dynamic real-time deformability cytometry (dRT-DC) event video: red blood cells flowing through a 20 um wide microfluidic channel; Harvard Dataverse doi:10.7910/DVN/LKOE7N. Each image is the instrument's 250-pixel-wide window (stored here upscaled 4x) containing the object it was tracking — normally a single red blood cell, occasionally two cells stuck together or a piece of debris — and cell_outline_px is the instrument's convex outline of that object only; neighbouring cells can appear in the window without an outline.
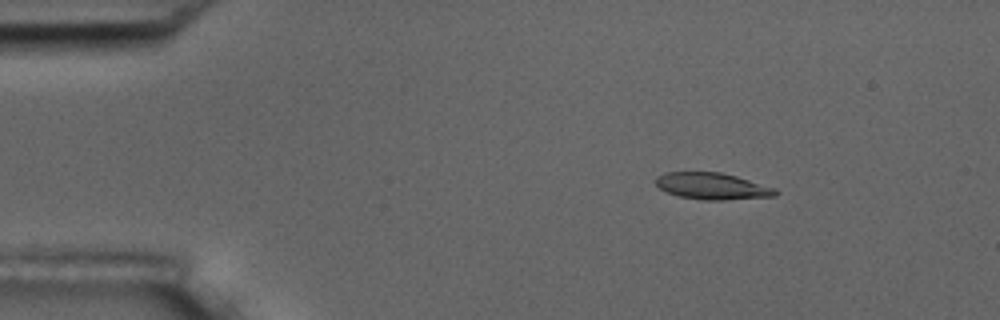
{"species": "common noctule bat (a hibernating species)", "species_latin": "Nyctalus noctula", "temperature_condition": "room temperature", "stored_images_in_passage": 4, "camera_frame_rate_fps": 3000, "um_per_image_px": 0.085, "animal": {"sex": "male", "body_mass_g": 17.5, "forearm_length_mm": 52.3}, "frame": {"image": 1, "passage_image": 2, "time_ms": 0.333, "image_size_px": [1000, 320], "cell_outline_px": [[780, 192], [776, 196], [724, 200], [704, 200], [676, 196], [660, 188], [656, 184], [656, 176], [664, 172], [720, 172], [736, 176], [776, 188]], "centroid_in_image_um": [60.55, 15.82], "position_along_channel_um": 24.4, "area_um2": 18.67}}